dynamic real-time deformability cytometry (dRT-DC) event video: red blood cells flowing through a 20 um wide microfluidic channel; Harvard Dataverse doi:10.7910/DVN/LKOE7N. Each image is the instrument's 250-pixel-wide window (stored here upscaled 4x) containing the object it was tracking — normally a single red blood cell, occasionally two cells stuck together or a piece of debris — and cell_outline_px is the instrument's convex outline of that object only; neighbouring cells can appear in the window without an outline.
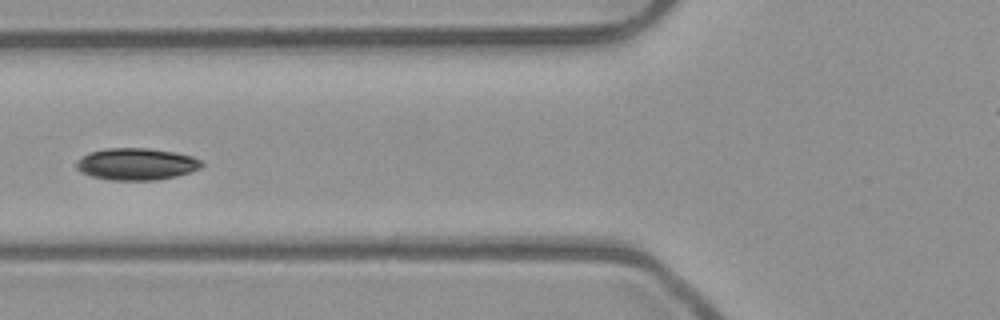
{"species": "common noctule bat (a hibernating species)", "species_latin": "Nyctalus noctula", "temperature_condition": "room temperature", "stored_images_in_passage": 7, "camera_frame_rate_fps": 3000, "um_per_image_px": 0.085, "animal": {"sex": "male", "body_mass_g": 23.1, "forearm_length_mm": 52.7}, "frame": {"image": 1, "passage_image": 5, "time_ms": 1.333, "image_size_px": [1000, 320], "cell_outline_px": [[204, 164], [200, 168], [176, 176], [156, 180], [108, 180], [92, 176], [80, 172], [76, 168], [76, 160], [92, 152], [104, 148], [148, 148], [176, 152], [192, 156], [200, 160]], "centroid_in_image_um": [11.59, 13.94], "position_along_channel_um": 114.2, "area_um2": 23.29}}
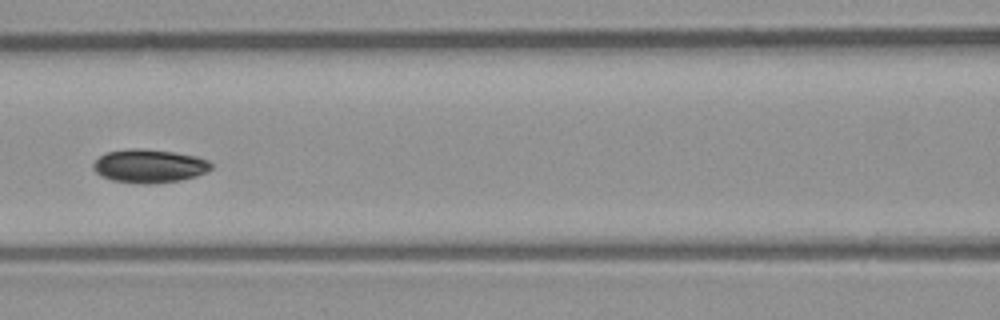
{"frame": {"image": 2, "passage_image": 6, "time_ms": 1.667, "image_size_px": [1000, 320], "cell_outline_px": [[212, 168], [196, 176], [180, 180], [152, 184], [140, 184], [112, 180], [100, 176], [92, 168], [92, 164], [100, 156], [108, 152], [172, 152], [196, 156], [208, 160], [212, 164]], "centroid_in_image_um": [12.71, 14.18], "position_along_channel_um": 153.9, "area_um2": 21.91}}
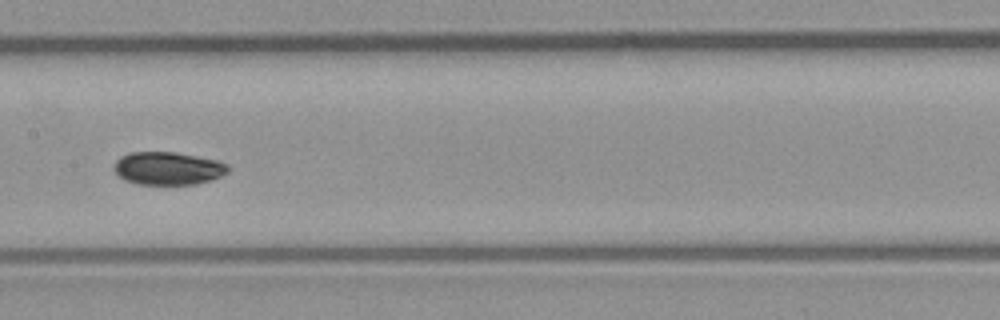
{"frame": {"image": 3, "passage_image": 7, "time_ms": 2.0, "image_size_px": [1000, 320], "cell_outline_px": [[228, 172], [212, 180], [196, 184], [136, 184], [124, 180], [112, 168], [116, 160], [120, 156], [128, 152], [176, 152], [216, 160], [228, 164]], "centroid_in_image_um": [14.25, 14.31], "position_along_channel_um": 193.2, "area_um2": 21.96}}